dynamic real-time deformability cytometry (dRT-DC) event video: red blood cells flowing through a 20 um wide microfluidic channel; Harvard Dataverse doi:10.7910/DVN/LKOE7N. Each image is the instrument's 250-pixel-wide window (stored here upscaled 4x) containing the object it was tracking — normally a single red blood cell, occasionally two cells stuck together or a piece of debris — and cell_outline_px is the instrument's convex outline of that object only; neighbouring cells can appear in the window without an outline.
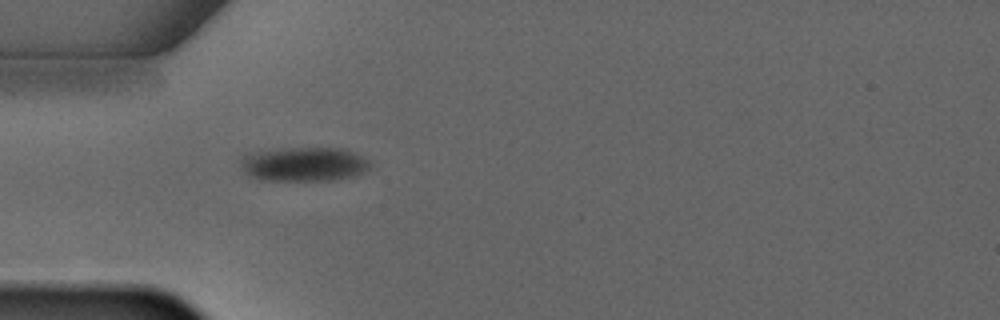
{"species": "common noctule bat (a hibernating species)", "species_latin": "Nyctalus noctula", "temperature_condition": "warm", "stored_images_in_passage": 1, "camera_frame_rate_fps": 3000, "um_per_image_px": 0.085, "animal": {"sex": "male", "forearm_length_mm": 52.5}, "frame": {"image": 1, "passage_image": 1, "time_ms": 0.0, "image_size_px": [1000, 320], "cell_outline_px": [[372, 164], [364, 172], [352, 176], [328, 180], [260, 180], [244, 172], [240, 160], [248, 152], [284, 148], [344, 148], [368, 160]], "centroid_in_image_um": [25.81, 13.94], "position_along_channel_um": 59.2, "area_um2": 25.66}}